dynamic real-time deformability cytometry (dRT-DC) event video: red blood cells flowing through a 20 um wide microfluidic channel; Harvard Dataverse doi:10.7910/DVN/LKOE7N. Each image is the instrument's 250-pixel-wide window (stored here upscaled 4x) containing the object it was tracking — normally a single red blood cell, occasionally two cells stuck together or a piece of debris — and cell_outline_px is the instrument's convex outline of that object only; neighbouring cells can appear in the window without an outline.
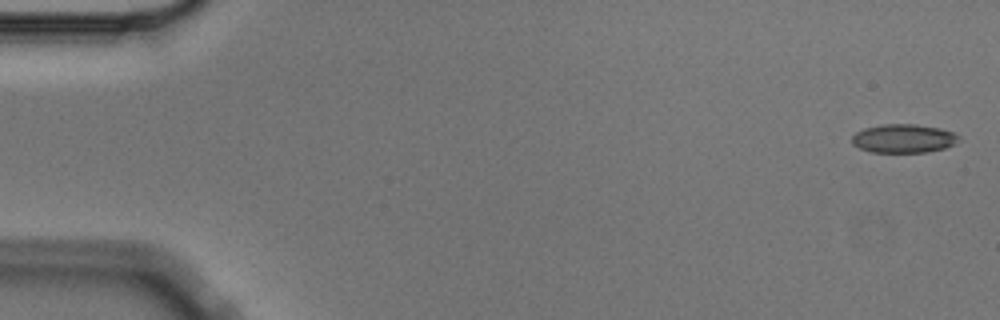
{"species": "Egyptian fruit bat (a non-hibernating species)", "species_latin": "Rousettus aegyptiacus", "temperature_condition": "cold", "stored_images_in_passage": 4, "camera_frame_rate_fps": 3000, "um_per_image_px": 0.085, "animal": {"sex": "male"}, "frame": {"image": 1, "passage_image": 1, "time_ms": 0.0, "image_size_px": [1000, 320], "cell_outline_px": [[960, 140], [944, 148], [928, 152], [872, 152], [860, 148], [852, 144], [852, 136], [856, 132], [864, 128], [884, 124], [916, 124], [940, 128], [952, 132], [960, 136]], "centroid_in_image_um": [76.8, 11.77], "position_along_channel_um": 8.2, "area_um2": 17.8}}
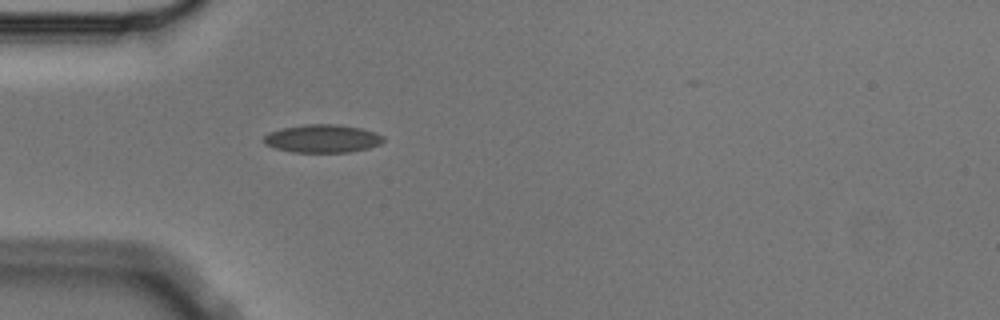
{"frame": {"image": 2, "passage_image": 4, "time_ms": 1.0, "image_size_px": [1000, 320], "cell_outline_px": [[384, 140], [380, 144], [368, 148], [348, 152], [292, 152], [276, 148], [264, 144], [260, 140], [268, 132], [280, 128], [304, 124], [336, 124], [360, 128], [376, 132], [384, 136]], "centroid_in_image_um": [27.37, 11.77], "position_along_channel_um": 57.6, "area_um2": 19.77}}